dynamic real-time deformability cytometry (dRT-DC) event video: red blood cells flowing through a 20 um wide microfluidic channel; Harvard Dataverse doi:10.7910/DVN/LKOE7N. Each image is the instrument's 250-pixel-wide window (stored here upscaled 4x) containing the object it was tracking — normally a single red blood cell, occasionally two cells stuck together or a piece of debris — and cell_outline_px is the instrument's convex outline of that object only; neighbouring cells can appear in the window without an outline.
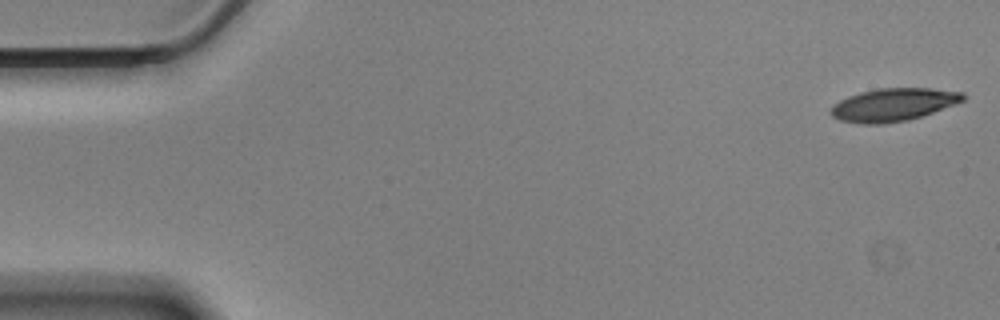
{"species": "Egyptian fruit bat (a non-hibernating species)", "species_latin": "Rousettus aegyptiacus", "temperature_condition": "cold", "stored_images_in_passage": 57, "camera_frame_rate_fps": 3000, "um_per_image_px": 0.085, "animal": {"sex": "male"}, "frame": {"image": 1, "passage_image": 1, "time_ms": 0.0, "image_size_px": [1000, 320], "cell_outline_px": [[968, 96], [964, 100], [956, 104], [908, 120], [884, 124], [860, 124], [840, 120], [832, 116], [828, 112], [832, 104], [848, 96], [860, 92], [876, 88], [928, 88], [964, 92]], "centroid_in_image_um": [75.91, 8.89], "position_along_channel_um": 9.1, "area_um2": 25.55}}
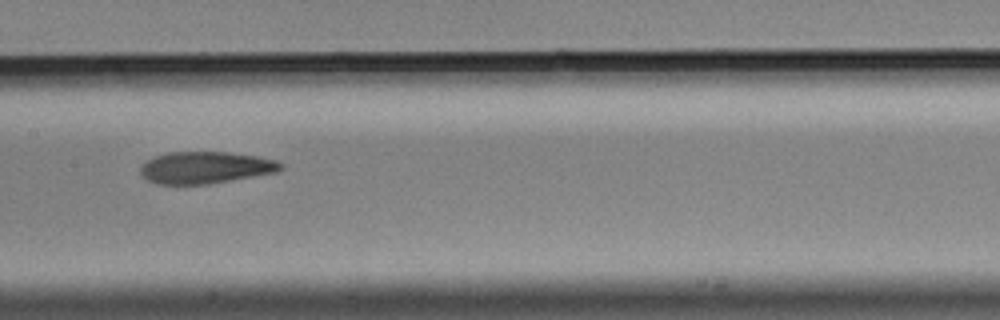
{"frame": {"image": 2, "passage_image": 28, "time_ms": 9.0, "image_size_px": [1000, 320], "cell_outline_px": [[284, 168], [276, 172], [208, 184], [156, 184], [148, 180], [140, 172], [140, 168], [152, 156], [168, 152], [228, 152], [256, 156], [280, 160], [284, 164]], "centroid_in_image_um": [17.5, 14.23], "position_along_channel_um": 189.9, "area_um2": 26.13}}
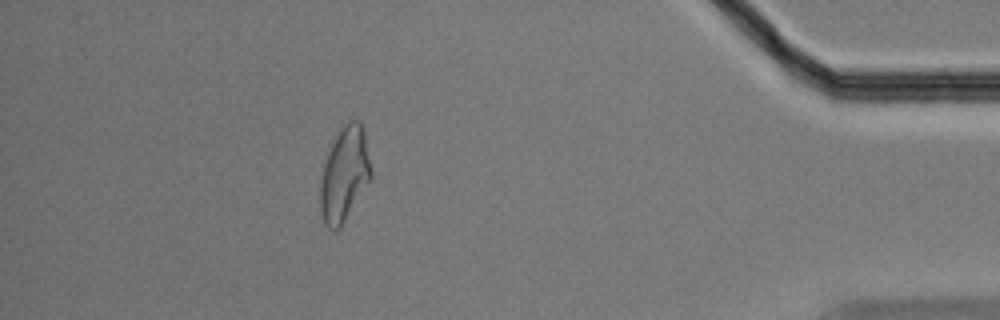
{"frame": {"image": 3, "passage_image": 51, "time_ms": 16.667, "image_size_px": [1000, 320], "cell_outline_px": [[372, 176], [340, 228], [328, 228], [324, 224], [320, 212], [320, 184], [324, 164], [328, 152], [340, 128], [348, 120], [360, 120], [364, 128], [372, 172]], "centroid_in_image_um": [29.28, 14.78], "position_along_channel_um": 405.9, "area_um2": 27.74}, "authors_computed_cell_mechanics": {"area_um2": 26.588, "velocity_mm_per_s": 3.4584, "shape_relaxation_time_tau1_ms": 6.5006, "shape_relaxation_time_tau2_ms": 3.5448, "deformation_change_tau1": 0.1834, "deformation_change_tau2": 0.1232}}